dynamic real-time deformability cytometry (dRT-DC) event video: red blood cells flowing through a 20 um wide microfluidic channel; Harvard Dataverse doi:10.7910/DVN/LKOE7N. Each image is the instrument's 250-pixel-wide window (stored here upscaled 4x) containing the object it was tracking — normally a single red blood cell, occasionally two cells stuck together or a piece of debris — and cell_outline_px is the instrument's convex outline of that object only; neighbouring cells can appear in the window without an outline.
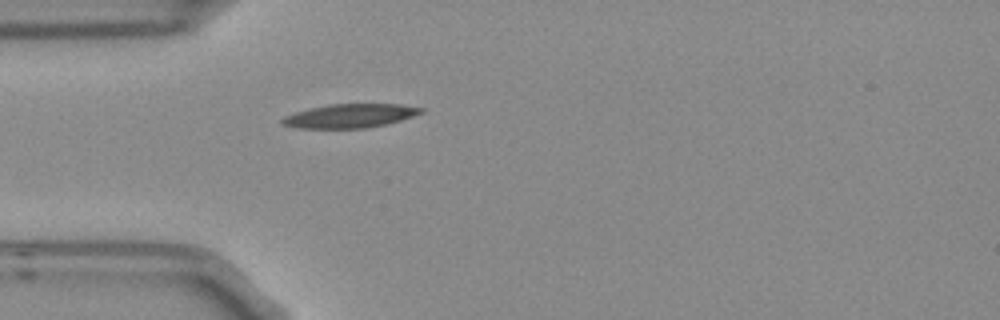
{"species": "Egyptian fruit bat (a non-hibernating species)", "species_latin": "Rousettus aegyptiacus", "temperature_condition": "room temperature", "stored_images_in_passage": 1, "camera_frame_rate_fps": 3000, "um_per_image_px": 0.085, "frame": {"image": 1, "passage_image": 1, "time_ms": 0.0, "image_size_px": [1000, 320], "cell_outline_px": [[424, 112], [400, 120], [384, 124], [364, 128], [296, 128], [280, 124], [280, 120], [284, 116], [308, 108], [328, 104], [400, 104], [424, 108]], "centroid_in_image_um": [29.7, 9.84], "position_along_channel_um": 55.3, "area_um2": 19.25}}